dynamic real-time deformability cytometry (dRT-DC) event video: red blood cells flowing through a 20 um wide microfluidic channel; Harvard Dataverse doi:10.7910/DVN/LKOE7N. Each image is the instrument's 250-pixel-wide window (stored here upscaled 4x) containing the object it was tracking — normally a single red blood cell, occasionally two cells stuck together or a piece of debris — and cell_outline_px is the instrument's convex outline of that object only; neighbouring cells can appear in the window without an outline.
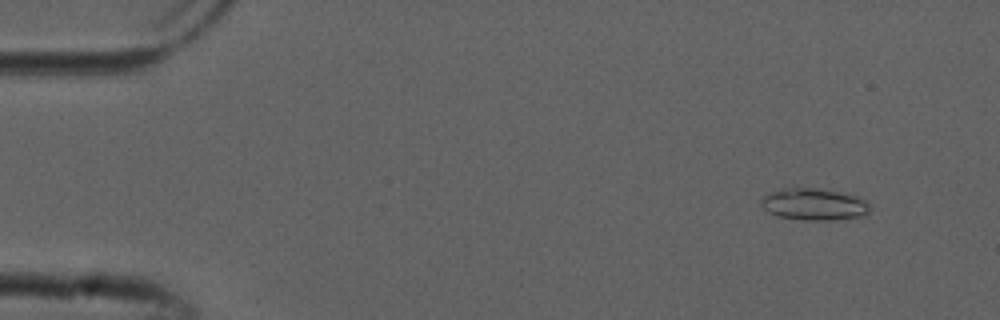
{"species": "common noctule bat (a hibernating species)", "species_latin": "Nyctalus noctula", "temperature_condition": "cold", "stored_images_in_passage": 53, "camera_frame_rate_fps": 3000, "um_per_image_px": 0.085, "animal": {"sex": "male", "forearm_length_mm": 52.5}, "frame": {"image": 1, "passage_image": 5, "time_ms": 1.333, "image_size_px": [1000, 320], "cell_outline_px": [[868, 212], [864, 216], [832, 220], [804, 220], [776, 216], [768, 212], [760, 204], [760, 200], [764, 196], [772, 192], [784, 188], [812, 188], [836, 192], [856, 196], [868, 200]], "centroid_in_image_um": [69.17, 17.38], "position_along_channel_um": 15.8, "area_um2": 20.0}}
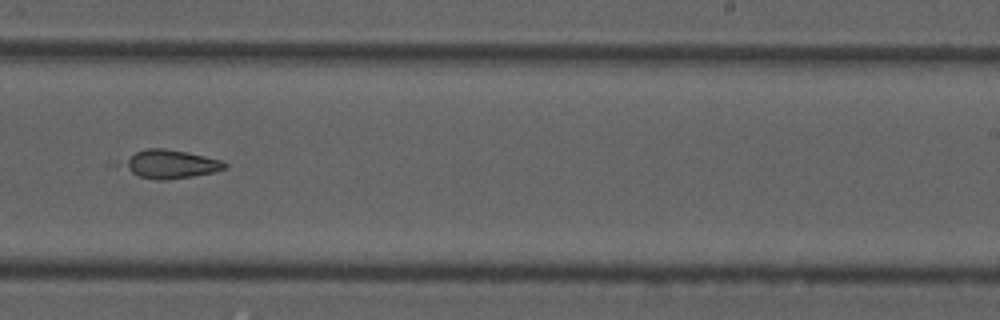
{"frame": {"image": 2, "passage_image": 33, "time_ms": 10.667, "image_size_px": [1000, 320], "cell_outline_px": [[228, 168], [216, 172], [192, 176], [164, 180], [156, 180], [140, 176], [104, 164], [136, 152], [148, 148], [164, 148], [188, 152], [220, 160], [228, 164]], "centroid_in_image_um": [14.22, 13.95], "position_along_channel_um": 274.8, "area_um2": 18.03}}
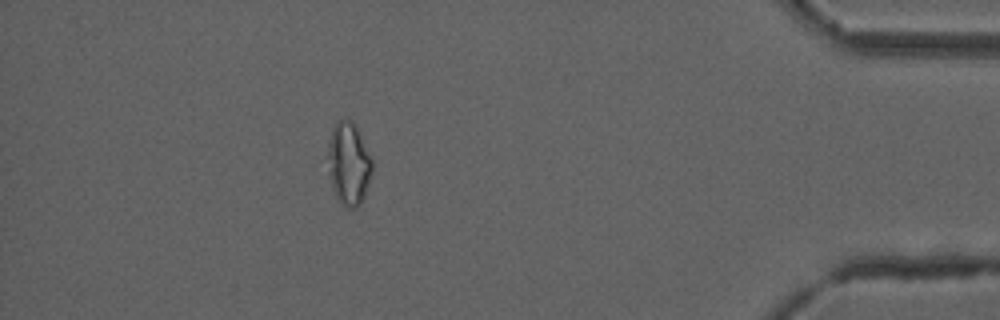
{"frame": {"image": 3, "passage_image": 47, "time_ms": 15.333, "image_size_px": [1000, 320], "cell_outline_px": [[372, 172], [364, 196], [360, 204], [356, 208], [344, 208], [340, 204], [332, 188], [328, 172], [328, 144], [332, 128], [336, 120], [348, 116], [352, 120], [372, 160]], "centroid_in_image_um": [29.61, 13.91], "position_along_channel_um": 405.6, "area_um2": 21.5}}